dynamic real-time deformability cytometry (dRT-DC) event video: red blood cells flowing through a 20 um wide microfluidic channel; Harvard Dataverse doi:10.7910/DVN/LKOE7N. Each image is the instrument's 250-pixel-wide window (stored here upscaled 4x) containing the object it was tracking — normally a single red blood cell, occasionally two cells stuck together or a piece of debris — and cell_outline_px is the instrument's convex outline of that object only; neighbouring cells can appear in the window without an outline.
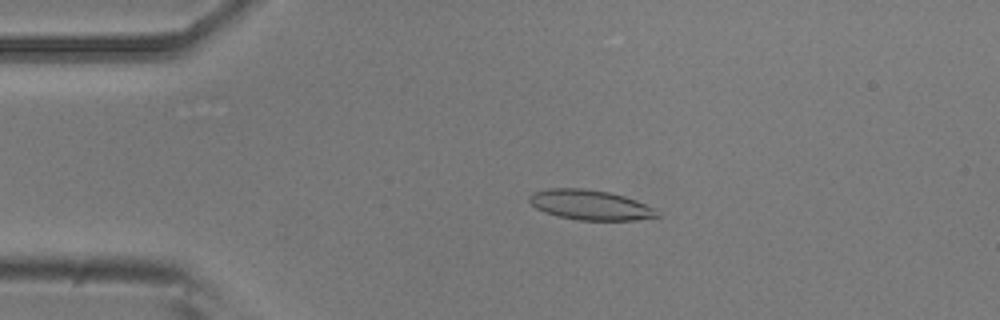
{"species": "common noctule bat (a hibernating species)", "species_latin": "Nyctalus noctula", "temperature_condition": "room temperature", "stored_images_in_passage": 5, "camera_frame_rate_fps": 3000, "um_per_image_px": 0.085, "animal": {"sex": "male", "body_mass_g": 20.5, "forearm_length_mm": 52.5}, "frame": {"image": 1, "passage_image": 4, "time_ms": 1.0, "image_size_px": [1000, 320], "cell_outline_px": [[660, 216], [636, 220], [576, 220], [544, 212], [536, 208], [528, 200], [528, 196], [532, 192], [548, 188], [584, 188], [608, 192], [624, 196], [636, 200], [656, 208]], "centroid_in_image_um": [50.16, 17.41], "position_along_channel_um": 34.8, "area_um2": 22.43}}